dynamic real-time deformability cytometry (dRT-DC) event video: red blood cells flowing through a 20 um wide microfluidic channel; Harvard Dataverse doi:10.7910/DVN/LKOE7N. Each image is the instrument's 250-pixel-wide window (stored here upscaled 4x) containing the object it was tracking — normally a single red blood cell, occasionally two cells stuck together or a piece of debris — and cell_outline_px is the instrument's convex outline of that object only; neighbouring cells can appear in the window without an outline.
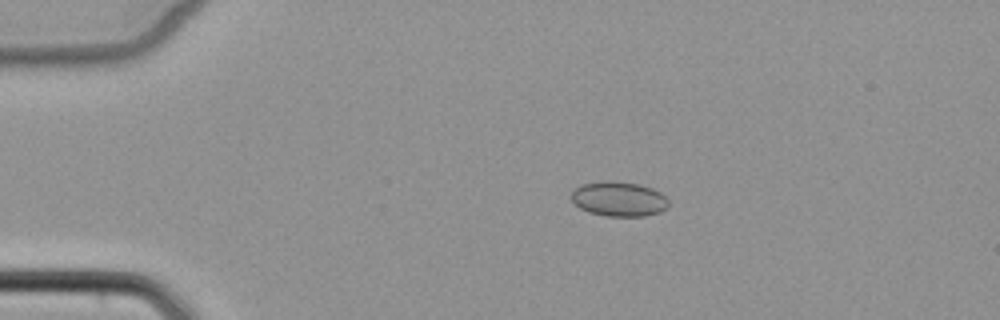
{"species": "common noctule bat (a hibernating species)", "species_latin": "Nyctalus noctula", "temperature_condition": "cold", "stored_images_in_passage": 7, "camera_frame_rate_fps": 3000, "um_per_image_px": 0.085, "animal": {"sex": "female", "body_mass_g": 22.7, "forearm_length_mm": 54.2}, "frame": {"image": 1, "passage_image": 3, "time_ms": 2.667, "image_size_px": [1000, 320], "cell_outline_px": [[668, 208], [660, 212], [644, 216], [604, 216], [588, 212], [580, 208], [572, 200], [572, 192], [580, 184], [600, 180], [612, 180], [640, 184], [652, 188], [660, 192], [668, 200]], "centroid_in_image_um": [52.6, 16.9], "position_along_channel_um": 32.4, "area_um2": 19.94}}
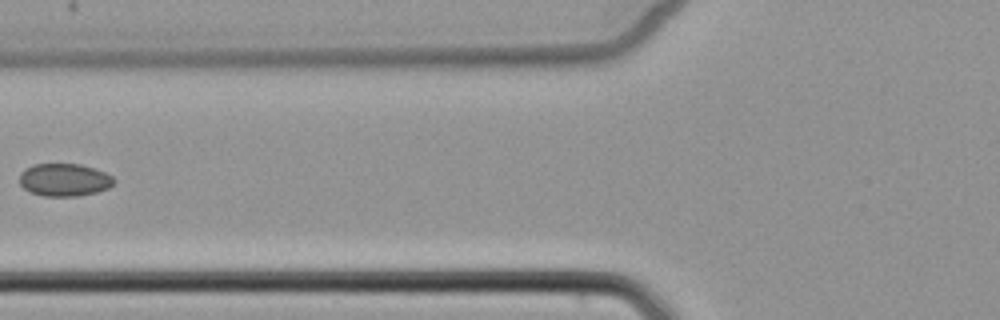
{"frame": {"image": 2, "passage_image": 6, "time_ms": 6.333, "image_size_px": [1000, 320], "cell_outline_px": [[116, 180], [108, 188], [96, 192], [76, 196], [44, 196], [32, 192], [24, 188], [20, 184], [20, 172], [24, 168], [32, 164], [80, 164], [104, 172], [112, 176]], "centroid_in_image_um": [5.44, 15.28], "position_along_channel_um": 120.4, "area_um2": 17.92}}
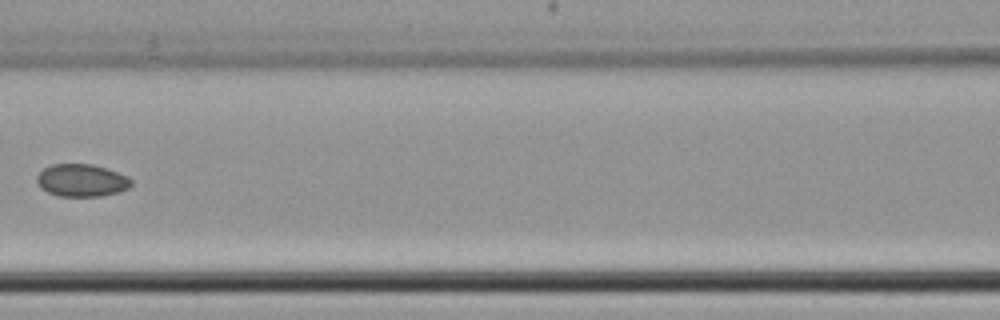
{"frame": {"image": 3, "passage_image": 7, "time_ms": 7.333, "image_size_px": [1000, 320], "cell_outline_px": [[132, 184], [128, 188], [120, 192], [100, 196], [60, 196], [48, 192], [40, 188], [36, 180], [36, 176], [44, 168], [52, 164], [92, 164], [128, 176], [132, 180]], "centroid_in_image_um": [6.93, 15.33], "position_along_channel_um": 159.7, "area_um2": 17.86}}